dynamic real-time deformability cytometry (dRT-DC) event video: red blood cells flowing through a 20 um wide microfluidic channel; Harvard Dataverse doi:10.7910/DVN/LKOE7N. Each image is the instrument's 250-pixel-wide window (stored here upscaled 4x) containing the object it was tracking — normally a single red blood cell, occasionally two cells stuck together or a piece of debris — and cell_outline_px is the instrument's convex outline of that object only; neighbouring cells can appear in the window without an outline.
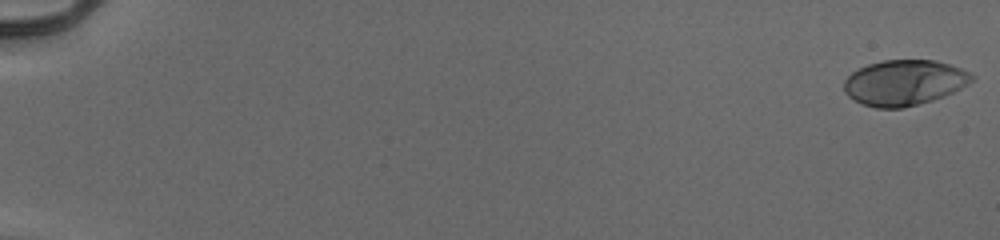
{"species": "human", "species_latin": "Homo sapiens", "temperature_condition": "cold", "stored_images_in_passage": 55, "camera_frame_rate_fps": 3000, "um_per_image_px": 0.085, "donor": {"sex": "male"}, "frame": {"image": 1, "passage_image": 1, "time_ms": 0.0, "image_size_px": [1000, 240], "cell_outline_px": [[976, 76], [968, 84], [944, 96], [932, 100], [900, 108], [876, 108], [860, 104], [848, 96], [844, 92], [844, 80], [852, 72], [868, 64], [884, 60], [936, 60], [972, 72]], "centroid_in_image_um": [76.85, 7.02], "position_along_channel_um": 8.1, "area_um2": 33.87}}
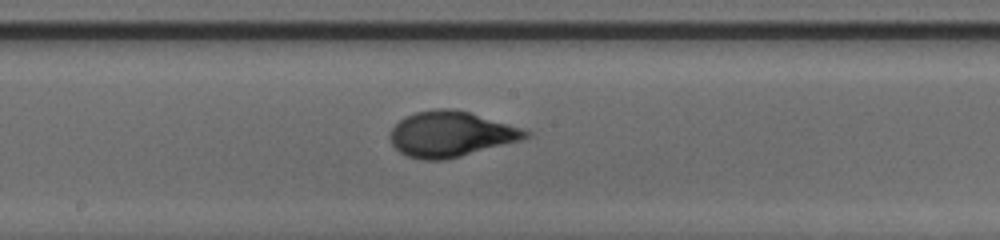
{"frame": {"image": 2, "passage_image": 32, "time_ms": 10.333, "image_size_px": [1000, 240], "cell_outline_px": [[532, 136], [520, 140], [460, 156], [444, 160], [424, 160], [408, 156], [400, 152], [392, 144], [388, 136], [392, 128], [404, 116], [416, 112], [436, 108], [452, 108], [468, 112], [524, 128], [532, 132]], "centroid_in_image_um": [38.32, 11.39], "position_along_channel_um": 209.9, "area_um2": 35.84}}
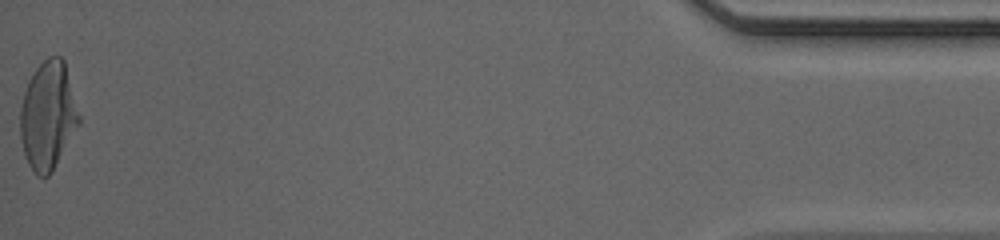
{"frame": {"image": 3, "passage_image": 55, "time_ms": 18.0, "image_size_px": [1000, 240], "cell_outline_px": [[80, 124], [52, 172], [48, 176], [36, 176], [28, 164], [24, 156], [20, 136], [20, 108], [24, 92], [28, 80], [32, 72], [48, 56], [60, 56], [64, 60], [80, 116]], "centroid_in_image_um": [4.06, 9.84], "position_along_channel_um": 431.1, "area_um2": 37.22}, "authors_computed_cell_mechanics": {"area_um2": 34.102, "velocity_mm_per_s": 3.9574, "shape_relaxation_time_tau1_ms": 3.9147, "shape_relaxation_time_tau2_ms": null, "deformation_change_tau1": 0.2008, "deformation_change_tau2": null}}